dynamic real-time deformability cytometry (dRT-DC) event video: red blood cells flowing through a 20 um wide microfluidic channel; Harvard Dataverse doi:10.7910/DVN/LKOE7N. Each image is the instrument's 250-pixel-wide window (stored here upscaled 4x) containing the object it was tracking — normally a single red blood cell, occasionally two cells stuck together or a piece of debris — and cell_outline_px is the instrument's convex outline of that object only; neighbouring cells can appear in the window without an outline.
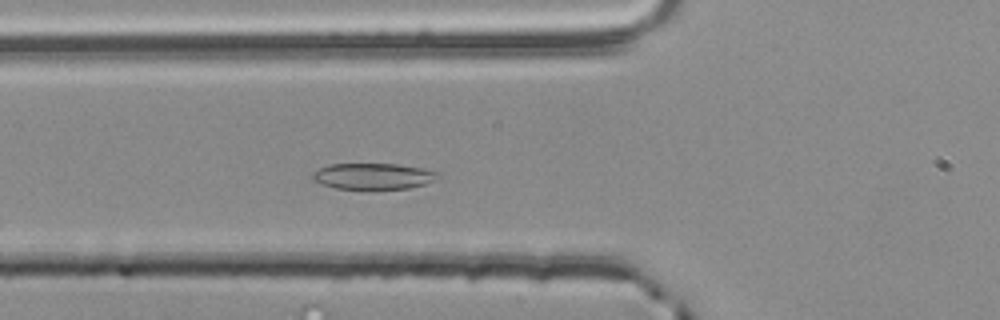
{"species": "common noctule bat (a hibernating species)", "species_latin": "Nyctalus noctula", "temperature_condition": "room temperature", "stored_images_in_passage": 42, "camera_frame_rate_fps": 3000, "um_per_image_px": 0.085, "animal": {"sex": "male", "body_mass_g": 20.4}, "frame": {"image": 1, "passage_image": 7, "time_ms": 2.0, "image_size_px": [1000, 320], "cell_outline_px": [[440, 176], [424, 184], [408, 188], [376, 192], [336, 188], [312, 180], [312, 172], [328, 164], [396, 164], [424, 168], [440, 172]], "centroid_in_image_um": [31.73, 15.01], "position_along_channel_um": 94.1, "area_um2": 19.83}}
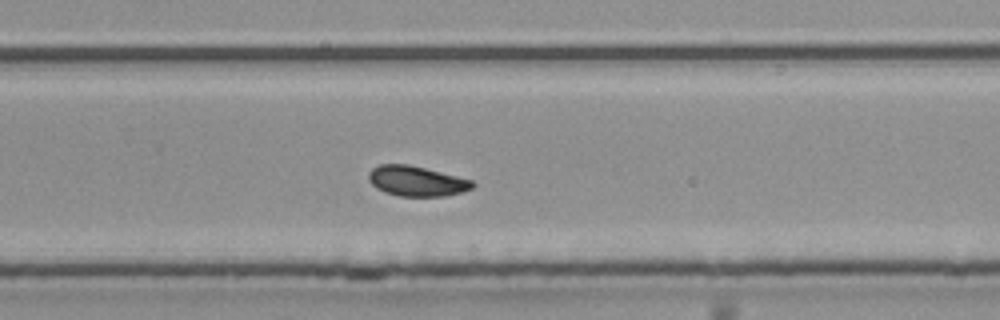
{"frame": {"image": 2, "passage_image": 23, "time_ms": 7.333, "image_size_px": [1000, 320], "cell_outline_px": [[476, 184], [472, 188], [460, 192], [444, 196], [400, 196], [384, 192], [376, 188], [368, 180], [368, 172], [372, 168], [380, 164], [408, 164], [472, 180]], "centroid_in_image_um": [35.37, 15.39], "position_along_channel_um": 294.4, "area_um2": 18.15}}
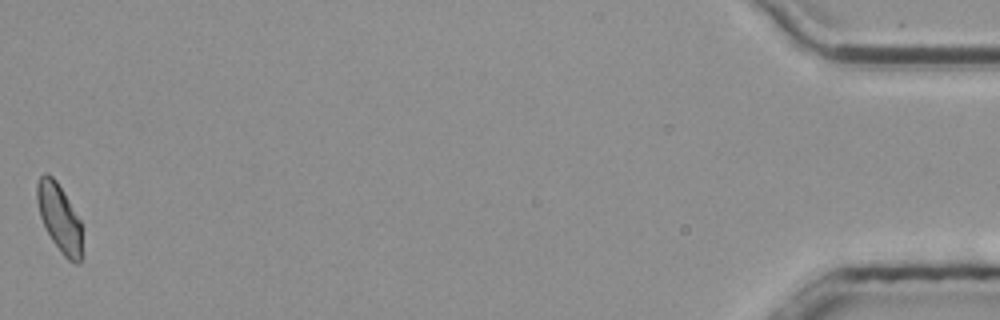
{"frame": {"image": 3, "passage_image": 42, "time_ms": 13.667, "image_size_px": [1000, 320], "cell_outline_px": [[84, 228], [80, 260], [76, 264], [68, 260], [64, 256], [52, 240], [40, 216], [36, 200], [36, 184], [40, 176], [44, 172], [52, 176], [56, 180], [80, 220]], "centroid_in_image_um": [5.06, 18.52], "position_along_channel_um": 430.1, "area_um2": 17.92}, "authors_computed_cell_mechanics": {"area_um2": 18.0047, "velocity_mm_per_s": 3.7572, "shape_relaxation_time_tau1_ms": 6.078, "shape_relaxation_time_tau2_ms": 7.2763, "deformation_change_tau1": 0.1379, "deformation_change_tau2": 0.0873}}